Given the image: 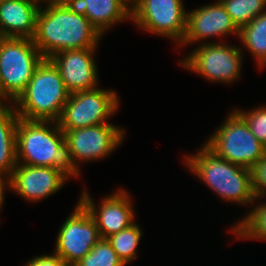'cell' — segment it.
Masks as SVG:
<instances>
[{
    "instance_id": "obj_28",
    "label": "cell",
    "mask_w": 266,
    "mask_h": 266,
    "mask_svg": "<svg viewBox=\"0 0 266 266\" xmlns=\"http://www.w3.org/2000/svg\"><path fill=\"white\" fill-rule=\"evenodd\" d=\"M0 104H2V89H1V81H0Z\"/></svg>"
},
{
    "instance_id": "obj_27",
    "label": "cell",
    "mask_w": 266,
    "mask_h": 266,
    "mask_svg": "<svg viewBox=\"0 0 266 266\" xmlns=\"http://www.w3.org/2000/svg\"><path fill=\"white\" fill-rule=\"evenodd\" d=\"M10 190L9 179L0 177V212L3 209L6 191Z\"/></svg>"
},
{
    "instance_id": "obj_13",
    "label": "cell",
    "mask_w": 266,
    "mask_h": 266,
    "mask_svg": "<svg viewBox=\"0 0 266 266\" xmlns=\"http://www.w3.org/2000/svg\"><path fill=\"white\" fill-rule=\"evenodd\" d=\"M229 35L238 38L239 29L232 22L223 4L215 0L211 4L201 5L187 11L186 34L178 48H185L192 44L194 46L196 44L214 43L215 40H212V38L219 37L221 39ZM209 38L212 41H209Z\"/></svg>"
},
{
    "instance_id": "obj_22",
    "label": "cell",
    "mask_w": 266,
    "mask_h": 266,
    "mask_svg": "<svg viewBox=\"0 0 266 266\" xmlns=\"http://www.w3.org/2000/svg\"><path fill=\"white\" fill-rule=\"evenodd\" d=\"M221 3L238 29L266 12V0H222Z\"/></svg>"
},
{
    "instance_id": "obj_30",
    "label": "cell",
    "mask_w": 266,
    "mask_h": 266,
    "mask_svg": "<svg viewBox=\"0 0 266 266\" xmlns=\"http://www.w3.org/2000/svg\"><path fill=\"white\" fill-rule=\"evenodd\" d=\"M126 1H128V2L132 5V3H133L135 0H126Z\"/></svg>"
},
{
    "instance_id": "obj_17",
    "label": "cell",
    "mask_w": 266,
    "mask_h": 266,
    "mask_svg": "<svg viewBox=\"0 0 266 266\" xmlns=\"http://www.w3.org/2000/svg\"><path fill=\"white\" fill-rule=\"evenodd\" d=\"M40 6L38 0H1V36L33 39Z\"/></svg>"
},
{
    "instance_id": "obj_4",
    "label": "cell",
    "mask_w": 266,
    "mask_h": 266,
    "mask_svg": "<svg viewBox=\"0 0 266 266\" xmlns=\"http://www.w3.org/2000/svg\"><path fill=\"white\" fill-rule=\"evenodd\" d=\"M69 96L58 69L49 59H44L12 104L22 119L57 122Z\"/></svg>"
},
{
    "instance_id": "obj_2",
    "label": "cell",
    "mask_w": 266,
    "mask_h": 266,
    "mask_svg": "<svg viewBox=\"0 0 266 266\" xmlns=\"http://www.w3.org/2000/svg\"><path fill=\"white\" fill-rule=\"evenodd\" d=\"M17 164L58 168L70 180L80 178L72 162L64 132L56 121L25 120L16 127Z\"/></svg>"
},
{
    "instance_id": "obj_18",
    "label": "cell",
    "mask_w": 266,
    "mask_h": 266,
    "mask_svg": "<svg viewBox=\"0 0 266 266\" xmlns=\"http://www.w3.org/2000/svg\"><path fill=\"white\" fill-rule=\"evenodd\" d=\"M19 116L12 103L0 104V177L9 179L17 165L16 127Z\"/></svg>"
},
{
    "instance_id": "obj_19",
    "label": "cell",
    "mask_w": 266,
    "mask_h": 266,
    "mask_svg": "<svg viewBox=\"0 0 266 266\" xmlns=\"http://www.w3.org/2000/svg\"><path fill=\"white\" fill-rule=\"evenodd\" d=\"M239 42L251 53L258 68L266 67V12L239 29ZM244 45V46H243Z\"/></svg>"
},
{
    "instance_id": "obj_23",
    "label": "cell",
    "mask_w": 266,
    "mask_h": 266,
    "mask_svg": "<svg viewBox=\"0 0 266 266\" xmlns=\"http://www.w3.org/2000/svg\"><path fill=\"white\" fill-rule=\"evenodd\" d=\"M107 239H100L91 251L74 266H125Z\"/></svg>"
},
{
    "instance_id": "obj_3",
    "label": "cell",
    "mask_w": 266,
    "mask_h": 266,
    "mask_svg": "<svg viewBox=\"0 0 266 266\" xmlns=\"http://www.w3.org/2000/svg\"><path fill=\"white\" fill-rule=\"evenodd\" d=\"M192 154H184V166L225 203L249 207L254 202L250 169L219 157L205 143Z\"/></svg>"
},
{
    "instance_id": "obj_29",
    "label": "cell",
    "mask_w": 266,
    "mask_h": 266,
    "mask_svg": "<svg viewBox=\"0 0 266 266\" xmlns=\"http://www.w3.org/2000/svg\"><path fill=\"white\" fill-rule=\"evenodd\" d=\"M38 1H40L42 3V2H49V1H52V0H38Z\"/></svg>"
},
{
    "instance_id": "obj_7",
    "label": "cell",
    "mask_w": 266,
    "mask_h": 266,
    "mask_svg": "<svg viewBox=\"0 0 266 266\" xmlns=\"http://www.w3.org/2000/svg\"><path fill=\"white\" fill-rule=\"evenodd\" d=\"M224 119L205 144L219 157L251 169L265 155L266 147L252 134L246 121L235 110H230Z\"/></svg>"
},
{
    "instance_id": "obj_5",
    "label": "cell",
    "mask_w": 266,
    "mask_h": 266,
    "mask_svg": "<svg viewBox=\"0 0 266 266\" xmlns=\"http://www.w3.org/2000/svg\"><path fill=\"white\" fill-rule=\"evenodd\" d=\"M44 59L33 39L2 37L0 40L2 104L13 103L18 98Z\"/></svg>"
},
{
    "instance_id": "obj_25",
    "label": "cell",
    "mask_w": 266,
    "mask_h": 266,
    "mask_svg": "<svg viewBox=\"0 0 266 266\" xmlns=\"http://www.w3.org/2000/svg\"><path fill=\"white\" fill-rule=\"evenodd\" d=\"M251 170L252 188L257 200L266 197V153Z\"/></svg>"
},
{
    "instance_id": "obj_9",
    "label": "cell",
    "mask_w": 266,
    "mask_h": 266,
    "mask_svg": "<svg viewBox=\"0 0 266 266\" xmlns=\"http://www.w3.org/2000/svg\"><path fill=\"white\" fill-rule=\"evenodd\" d=\"M120 96L116 90L100 86L87 91L70 94L57 121L60 129H79L111 123L118 113Z\"/></svg>"
},
{
    "instance_id": "obj_12",
    "label": "cell",
    "mask_w": 266,
    "mask_h": 266,
    "mask_svg": "<svg viewBox=\"0 0 266 266\" xmlns=\"http://www.w3.org/2000/svg\"><path fill=\"white\" fill-rule=\"evenodd\" d=\"M80 193L78 201L86 208L96 223L99 236L106 239L130 227L135 221V209L131 195L121 187L114 192L104 195L101 202L94 203L86 188Z\"/></svg>"
},
{
    "instance_id": "obj_15",
    "label": "cell",
    "mask_w": 266,
    "mask_h": 266,
    "mask_svg": "<svg viewBox=\"0 0 266 266\" xmlns=\"http://www.w3.org/2000/svg\"><path fill=\"white\" fill-rule=\"evenodd\" d=\"M97 48L64 50L48 59L58 69L67 90L72 93L99 87L95 61Z\"/></svg>"
},
{
    "instance_id": "obj_26",
    "label": "cell",
    "mask_w": 266,
    "mask_h": 266,
    "mask_svg": "<svg viewBox=\"0 0 266 266\" xmlns=\"http://www.w3.org/2000/svg\"><path fill=\"white\" fill-rule=\"evenodd\" d=\"M24 266H70L54 252L53 254L38 255L27 261Z\"/></svg>"
},
{
    "instance_id": "obj_20",
    "label": "cell",
    "mask_w": 266,
    "mask_h": 266,
    "mask_svg": "<svg viewBox=\"0 0 266 266\" xmlns=\"http://www.w3.org/2000/svg\"><path fill=\"white\" fill-rule=\"evenodd\" d=\"M251 205L252 209L243 215L244 217H241L237 223H234L231 230L228 231L233 236L235 235L236 241L237 239H247L264 242L266 241V202L257 201V197H255L254 203Z\"/></svg>"
},
{
    "instance_id": "obj_8",
    "label": "cell",
    "mask_w": 266,
    "mask_h": 266,
    "mask_svg": "<svg viewBox=\"0 0 266 266\" xmlns=\"http://www.w3.org/2000/svg\"><path fill=\"white\" fill-rule=\"evenodd\" d=\"M131 21L149 34L171 39L180 45L187 29V9L183 0H135Z\"/></svg>"
},
{
    "instance_id": "obj_24",
    "label": "cell",
    "mask_w": 266,
    "mask_h": 266,
    "mask_svg": "<svg viewBox=\"0 0 266 266\" xmlns=\"http://www.w3.org/2000/svg\"><path fill=\"white\" fill-rule=\"evenodd\" d=\"M234 110L246 121L258 141L266 147V105L262 104L248 111L238 107Z\"/></svg>"
},
{
    "instance_id": "obj_16",
    "label": "cell",
    "mask_w": 266,
    "mask_h": 266,
    "mask_svg": "<svg viewBox=\"0 0 266 266\" xmlns=\"http://www.w3.org/2000/svg\"><path fill=\"white\" fill-rule=\"evenodd\" d=\"M66 7L79 15L86 16L90 23L100 32L105 33L119 25L131 22V4L126 0H61Z\"/></svg>"
},
{
    "instance_id": "obj_6",
    "label": "cell",
    "mask_w": 266,
    "mask_h": 266,
    "mask_svg": "<svg viewBox=\"0 0 266 266\" xmlns=\"http://www.w3.org/2000/svg\"><path fill=\"white\" fill-rule=\"evenodd\" d=\"M243 50L240 46L218 40L214 43L198 44L180 59L179 65L208 82L232 85L242 75L243 53L246 52Z\"/></svg>"
},
{
    "instance_id": "obj_10",
    "label": "cell",
    "mask_w": 266,
    "mask_h": 266,
    "mask_svg": "<svg viewBox=\"0 0 266 266\" xmlns=\"http://www.w3.org/2000/svg\"><path fill=\"white\" fill-rule=\"evenodd\" d=\"M62 131L72 162L78 170L81 169V163L110 157L126 138V130L112 123Z\"/></svg>"
},
{
    "instance_id": "obj_1",
    "label": "cell",
    "mask_w": 266,
    "mask_h": 266,
    "mask_svg": "<svg viewBox=\"0 0 266 266\" xmlns=\"http://www.w3.org/2000/svg\"><path fill=\"white\" fill-rule=\"evenodd\" d=\"M102 38L86 16L71 12L61 0L41 3L33 42L45 59L64 50L98 48Z\"/></svg>"
},
{
    "instance_id": "obj_21",
    "label": "cell",
    "mask_w": 266,
    "mask_h": 266,
    "mask_svg": "<svg viewBox=\"0 0 266 266\" xmlns=\"http://www.w3.org/2000/svg\"><path fill=\"white\" fill-rule=\"evenodd\" d=\"M143 236V231L138 223L120 231L119 233L109 236L107 241L114 249L118 257L127 265L136 260L139 251L138 246Z\"/></svg>"
},
{
    "instance_id": "obj_11",
    "label": "cell",
    "mask_w": 266,
    "mask_h": 266,
    "mask_svg": "<svg viewBox=\"0 0 266 266\" xmlns=\"http://www.w3.org/2000/svg\"><path fill=\"white\" fill-rule=\"evenodd\" d=\"M70 214L58 230L54 253L74 266L101 238L94 219L79 201Z\"/></svg>"
},
{
    "instance_id": "obj_14",
    "label": "cell",
    "mask_w": 266,
    "mask_h": 266,
    "mask_svg": "<svg viewBox=\"0 0 266 266\" xmlns=\"http://www.w3.org/2000/svg\"><path fill=\"white\" fill-rule=\"evenodd\" d=\"M69 179L58 168L17 164L9 185L26 202L37 203L57 193Z\"/></svg>"
}]
</instances>
